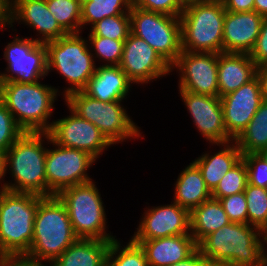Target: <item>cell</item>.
Wrapping results in <instances>:
<instances>
[{
  "instance_id": "1",
  "label": "cell",
  "mask_w": 267,
  "mask_h": 266,
  "mask_svg": "<svg viewBox=\"0 0 267 266\" xmlns=\"http://www.w3.org/2000/svg\"><path fill=\"white\" fill-rule=\"evenodd\" d=\"M261 233L252 225L230 222L204 237L197 250L210 266H264Z\"/></svg>"
},
{
  "instance_id": "2",
  "label": "cell",
  "mask_w": 267,
  "mask_h": 266,
  "mask_svg": "<svg viewBox=\"0 0 267 266\" xmlns=\"http://www.w3.org/2000/svg\"><path fill=\"white\" fill-rule=\"evenodd\" d=\"M44 139H49L48 132H24L5 152V174L9 172L14 183L6 181L2 189L47 197Z\"/></svg>"
},
{
  "instance_id": "3",
  "label": "cell",
  "mask_w": 267,
  "mask_h": 266,
  "mask_svg": "<svg viewBox=\"0 0 267 266\" xmlns=\"http://www.w3.org/2000/svg\"><path fill=\"white\" fill-rule=\"evenodd\" d=\"M58 88L35 83L0 82V100L24 132H49Z\"/></svg>"
},
{
  "instance_id": "4",
  "label": "cell",
  "mask_w": 267,
  "mask_h": 266,
  "mask_svg": "<svg viewBox=\"0 0 267 266\" xmlns=\"http://www.w3.org/2000/svg\"><path fill=\"white\" fill-rule=\"evenodd\" d=\"M77 239L64 203L57 195L43 197L35 214L33 240L25 255L52 263Z\"/></svg>"
},
{
  "instance_id": "5",
  "label": "cell",
  "mask_w": 267,
  "mask_h": 266,
  "mask_svg": "<svg viewBox=\"0 0 267 266\" xmlns=\"http://www.w3.org/2000/svg\"><path fill=\"white\" fill-rule=\"evenodd\" d=\"M42 198L0 189V256L25 255L29 251Z\"/></svg>"
},
{
  "instance_id": "6",
  "label": "cell",
  "mask_w": 267,
  "mask_h": 266,
  "mask_svg": "<svg viewBox=\"0 0 267 266\" xmlns=\"http://www.w3.org/2000/svg\"><path fill=\"white\" fill-rule=\"evenodd\" d=\"M223 3L187 0L180 15L182 51L223 52Z\"/></svg>"
},
{
  "instance_id": "7",
  "label": "cell",
  "mask_w": 267,
  "mask_h": 266,
  "mask_svg": "<svg viewBox=\"0 0 267 266\" xmlns=\"http://www.w3.org/2000/svg\"><path fill=\"white\" fill-rule=\"evenodd\" d=\"M63 99L69 110L94 124L112 145L140 136L143 138L122 101L101 102L83 91L72 92Z\"/></svg>"
},
{
  "instance_id": "8",
  "label": "cell",
  "mask_w": 267,
  "mask_h": 266,
  "mask_svg": "<svg viewBox=\"0 0 267 266\" xmlns=\"http://www.w3.org/2000/svg\"><path fill=\"white\" fill-rule=\"evenodd\" d=\"M80 34H67L45 43L48 75L57 70L70 85L61 92L64 98L72 92L82 91L96 70L88 40Z\"/></svg>"
},
{
  "instance_id": "9",
  "label": "cell",
  "mask_w": 267,
  "mask_h": 266,
  "mask_svg": "<svg viewBox=\"0 0 267 266\" xmlns=\"http://www.w3.org/2000/svg\"><path fill=\"white\" fill-rule=\"evenodd\" d=\"M96 182L89 181L61 190L57 196L64 203L78 239L114 240L107 233L104 203Z\"/></svg>"
},
{
  "instance_id": "10",
  "label": "cell",
  "mask_w": 267,
  "mask_h": 266,
  "mask_svg": "<svg viewBox=\"0 0 267 266\" xmlns=\"http://www.w3.org/2000/svg\"><path fill=\"white\" fill-rule=\"evenodd\" d=\"M131 33L146 41L172 66L182 53L180 17L143 10L135 5L130 12Z\"/></svg>"
},
{
  "instance_id": "11",
  "label": "cell",
  "mask_w": 267,
  "mask_h": 266,
  "mask_svg": "<svg viewBox=\"0 0 267 266\" xmlns=\"http://www.w3.org/2000/svg\"><path fill=\"white\" fill-rule=\"evenodd\" d=\"M49 142L54 148H47L45 162L47 196L57 195L67 187L92 180L87 171L96 162L93 156L83 150L59 146L51 139L50 134L46 143Z\"/></svg>"
},
{
  "instance_id": "12",
  "label": "cell",
  "mask_w": 267,
  "mask_h": 266,
  "mask_svg": "<svg viewBox=\"0 0 267 266\" xmlns=\"http://www.w3.org/2000/svg\"><path fill=\"white\" fill-rule=\"evenodd\" d=\"M7 62L5 72H0V82L35 83L48 76L47 49L33 37L14 40L4 47Z\"/></svg>"
},
{
  "instance_id": "13",
  "label": "cell",
  "mask_w": 267,
  "mask_h": 266,
  "mask_svg": "<svg viewBox=\"0 0 267 266\" xmlns=\"http://www.w3.org/2000/svg\"><path fill=\"white\" fill-rule=\"evenodd\" d=\"M171 69L179 71V90L218 97V53L182 51Z\"/></svg>"
},
{
  "instance_id": "14",
  "label": "cell",
  "mask_w": 267,
  "mask_h": 266,
  "mask_svg": "<svg viewBox=\"0 0 267 266\" xmlns=\"http://www.w3.org/2000/svg\"><path fill=\"white\" fill-rule=\"evenodd\" d=\"M118 66L132 83L142 85L172 72L171 66L158 52L131 32L124 41L122 58Z\"/></svg>"
},
{
  "instance_id": "15",
  "label": "cell",
  "mask_w": 267,
  "mask_h": 266,
  "mask_svg": "<svg viewBox=\"0 0 267 266\" xmlns=\"http://www.w3.org/2000/svg\"><path fill=\"white\" fill-rule=\"evenodd\" d=\"M70 115L53 121L48 132L59 146L83 150L96 160L112 144L91 122L78 117L70 110Z\"/></svg>"
},
{
  "instance_id": "16",
  "label": "cell",
  "mask_w": 267,
  "mask_h": 266,
  "mask_svg": "<svg viewBox=\"0 0 267 266\" xmlns=\"http://www.w3.org/2000/svg\"><path fill=\"white\" fill-rule=\"evenodd\" d=\"M140 219L133 241L190 234V212L176 202L148 207Z\"/></svg>"
},
{
  "instance_id": "17",
  "label": "cell",
  "mask_w": 267,
  "mask_h": 266,
  "mask_svg": "<svg viewBox=\"0 0 267 266\" xmlns=\"http://www.w3.org/2000/svg\"><path fill=\"white\" fill-rule=\"evenodd\" d=\"M178 91L194 125L206 141L213 146L233 140L225 129L220 97Z\"/></svg>"
},
{
  "instance_id": "18",
  "label": "cell",
  "mask_w": 267,
  "mask_h": 266,
  "mask_svg": "<svg viewBox=\"0 0 267 266\" xmlns=\"http://www.w3.org/2000/svg\"><path fill=\"white\" fill-rule=\"evenodd\" d=\"M263 101L257 76L240 88L221 97L226 132L236 140L247 128Z\"/></svg>"
},
{
  "instance_id": "19",
  "label": "cell",
  "mask_w": 267,
  "mask_h": 266,
  "mask_svg": "<svg viewBox=\"0 0 267 266\" xmlns=\"http://www.w3.org/2000/svg\"><path fill=\"white\" fill-rule=\"evenodd\" d=\"M14 22L26 24L36 30V35L40 37L35 40L40 43L67 35L49 11L46 0H11L9 27L12 29Z\"/></svg>"
},
{
  "instance_id": "20",
  "label": "cell",
  "mask_w": 267,
  "mask_h": 266,
  "mask_svg": "<svg viewBox=\"0 0 267 266\" xmlns=\"http://www.w3.org/2000/svg\"><path fill=\"white\" fill-rule=\"evenodd\" d=\"M263 17L256 11H226L223 26V52L248 53L260 34Z\"/></svg>"
},
{
  "instance_id": "21",
  "label": "cell",
  "mask_w": 267,
  "mask_h": 266,
  "mask_svg": "<svg viewBox=\"0 0 267 266\" xmlns=\"http://www.w3.org/2000/svg\"><path fill=\"white\" fill-rule=\"evenodd\" d=\"M134 242L143 248L149 266H169L182 262L197 250L191 234Z\"/></svg>"
},
{
  "instance_id": "22",
  "label": "cell",
  "mask_w": 267,
  "mask_h": 266,
  "mask_svg": "<svg viewBox=\"0 0 267 266\" xmlns=\"http://www.w3.org/2000/svg\"><path fill=\"white\" fill-rule=\"evenodd\" d=\"M257 66L248 53L218 54V97L234 92L256 76Z\"/></svg>"
},
{
  "instance_id": "23",
  "label": "cell",
  "mask_w": 267,
  "mask_h": 266,
  "mask_svg": "<svg viewBox=\"0 0 267 266\" xmlns=\"http://www.w3.org/2000/svg\"><path fill=\"white\" fill-rule=\"evenodd\" d=\"M133 83L119 66H96L94 75L82 90L101 102L123 101Z\"/></svg>"
},
{
  "instance_id": "24",
  "label": "cell",
  "mask_w": 267,
  "mask_h": 266,
  "mask_svg": "<svg viewBox=\"0 0 267 266\" xmlns=\"http://www.w3.org/2000/svg\"><path fill=\"white\" fill-rule=\"evenodd\" d=\"M221 148L218 152L210 154L206 152L194 159V163L200 169L207 188L212 193L222 177L242 160V153L235 140L214 144Z\"/></svg>"
},
{
  "instance_id": "25",
  "label": "cell",
  "mask_w": 267,
  "mask_h": 266,
  "mask_svg": "<svg viewBox=\"0 0 267 266\" xmlns=\"http://www.w3.org/2000/svg\"><path fill=\"white\" fill-rule=\"evenodd\" d=\"M174 185L172 202H176L189 212L212 198V193L207 188L200 169L193 161L179 173Z\"/></svg>"
},
{
  "instance_id": "26",
  "label": "cell",
  "mask_w": 267,
  "mask_h": 266,
  "mask_svg": "<svg viewBox=\"0 0 267 266\" xmlns=\"http://www.w3.org/2000/svg\"><path fill=\"white\" fill-rule=\"evenodd\" d=\"M112 240L77 239L52 266H105Z\"/></svg>"
},
{
  "instance_id": "27",
  "label": "cell",
  "mask_w": 267,
  "mask_h": 266,
  "mask_svg": "<svg viewBox=\"0 0 267 266\" xmlns=\"http://www.w3.org/2000/svg\"><path fill=\"white\" fill-rule=\"evenodd\" d=\"M230 222L219 200L210 198L190 212V234L198 244L204 237Z\"/></svg>"
},
{
  "instance_id": "28",
  "label": "cell",
  "mask_w": 267,
  "mask_h": 266,
  "mask_svg": "<svg viewBox=\"0 0 267 266\" xmlns=\"http://www.w3.org/2000/svg\"><path fill=\"white\" fill-rule=\"evenodd\" d=\"M242 155L267 148V101L263 100L247 128L235 140Z\"/></svg>"
},
{
  "instance_id": "29",
  "label": "cell",
  "mask_w": 267,
  "mask_h": 266,
  "mask_svg": "<svg viewBox=\"0 0 267 266\" xmlns=\"http://www.w3.org/2000/svg\"><path fill=\"white\" fill-rule=\"evenodd\" d=\"M132 0H87L81 4L82 31L85 25L95 24L103 18L130 12ZM84 26V28H83Z\"/></svg>"
},
{
  "instance_id": "30",
  "label": "cell",
  "mask_w": 267,
  "mask_h": 266,
  "mask_svg": "<svg viewBox=\"0 0 267 266\" xmlns=\"http://www.w3.org/2000/svg\"><path fill=\"white\" fill-rule=\"evenodd\" d=\"M47 7L67 34L82 33L81 4L76 0H46Z\"/></svg>"
},
{
  "instance_id": "31",
  "label": "cell",
  "mask_w": 267,
  "mask_h": 266,
  "mask_svg": "<svg viewBox=\"0 0 267 266\" xmlns=\"http://www.w3.org/2000/svg\"><path fill=\"white\" fill-rule=\"evenodd\" d=\"M105 266H149L140 244L132 239L122 247L119 240L110 243Z\"/></svg>"
},
{
  "instance_id": "32",
  "label": "cell",
  "mask_w": 267,
  "mask_h": 266,
  "mask_svg": "<svg viewBox=\"0 0 267 266\" xmlns=\"http://www.w3.org/2000/svg\"><path fill=\"white\" fill-rule=\"evenodd\" d=\"M244 193L247 200L248 224L262 231L267 227V189L247 183Z\"/></svg>"
},
{
  "instance_id": "33",
  "label": "cell",
  "mask_w": 267,
  "mask_h": 266,
  "mask_svg": "<svg viewBox=\"0 0 267 266\" xmlns=\"http://www.w3.org/2000/svg\"><path fill=\"white\" fill-rule=\"evenodd\" d=\"M88 44L94 61L98 58L103 66H118L120 64L125 40H114L102 36L88 35ZM91 45V46H90ZM92 48V50H91Z\"/></svg>"
},
{
  "instance_id": "34",
  "label": "cell",
  "mask_w": 267,
  "mask_h": 266,
  "mask_svg": "<svg viewBox=\"0 0 267 266\" xmlns=\"http://www.w3.org/2000/svg\"><path fill=\"white\" fill-rule=\"evenodd\" d=\"M88 35L102 36L114 40H126L131 32L130 15H114L103 18L90 26Z\"/></svg>"
},
{
  "instance_id": "35",
  "label": "cell",
  "mask_w": 267,
  "mask_h": 266,
  "mask_svg": "<svg viewBox=\"0 0 267 266\" xmlns=\"http://www.w3.org/2000/svg\"><path fill=\"white\" fill-rule=\"evenodd\" d=\"M247 183V168L244 160L242 159L222 177L219 184L212 192V198L221 199L233 194L244 192Z\"/></svg>"
},
{
  "instance_id": "36",
  "label": "cell",
  "mask_w": 267,
  "mask_h": 266,
  "mask_svg": "<svg viewBox=\"0 0 267 266\" xmlns=\"http://www.w3.org/2000/svg\"><path fill=\"white\" fill-rule=\"evenodd\" d=\"M23 133L24 130L0 100V151L6 152Z\"/></svg>"
},
{
  "instance_id": "37",
  "label": "cell",
  "mask_w": 267,
  "mask_h": 266,
  "mask_svg": "<svg viewBox=\"0 0 267 266\" xmlns=\"http://www.w3.org/2000/svg\"><path fill=\"white\" fill-rule=\"evenodd\" d=\"M247 168L248 184L267 189V161L259 153L242 156Z\"/></svg>"
},
{
  "instance_id": "38",
  "label": "cell",
  "mask_w": 267,
  "mask_h": 266,
  "mask_svg": "<svg viewBox=\"0 0 267 266\" xmlns=\"http://www.w3.org/2000/svg\"><path fill=\"white\" fill-rule=\"evenodd\" d=\"M217 200L221 203L231 222L248 224L247 200L244 192Z\"/></svg>"
},
{
  "instance_id": "39",
  "label": "cell",
  "mask_w": 267,
  "mask_h": 266,
  "mask_svg": "<svg viewBox=\"0 0 267 266\" xmlns=\"http://www.w3.org/2000/svg\"><path fill=\"white\" fill-rule=\"evenodd\" d=\"M187 0H132V5L143 10L180 17Z\"/></svg>"
},
{
  "instance_id": "40",
  "label": "cell",
  "mask_w": 267,
  "mask_h": 266,
  "mask_svg": "<svg viewBox=\"0 0 267 266\" xmlns=\"http://www.w3.org/2000/svg\"><path fill=\"white\" fill-rule=\"evenodd\" d=\"M250 56L257 68L267 65V17H263L260 34Z\"/></svg>"
},
{
  "instance_id": "41",
  "label": "cell",
  "mask_w": 267,
  "mask_h": 266,
  "mask_svg": "<svg viewBox=\"0 0 267 266\" xmlns=\"http://www.w3.org/2000/svg\"><path fill=\"white\" fill-rule=\"evenodd\" d=\"M48 265L52 266L51 263L47 261L31 259L26 255H6L0 257V266H48Z\"/></svg>"
},
{
  "instance_id": "42",
  "label": "cell",
  "mask_w": 267,
  "mask_h": 266,
  "mask_svg": "<svg viewBox=\"0 0 267 266\" xmlns=\"http://www.w3.org/2000/svg\"><path fill=\"white\" fill-rule=\"evenodd\" d=\"M224 8L232 12H251L254 11V0H226Z\"/></svg>"
},
{
  "instance_id": "43",
  "label": "cell",
  "mask_w": 267,
  "mask_h": 266,
  "mask_svg": "<svg viewBox=\"0 0 267 266\" xmlns=\"http://www.w3.org/2000/svg\"><path fill=\"white\" fill-rule=\"evenodd\" d=\"M169 266H210L207 259L196 250L190 257L182 262H177Z\"/></svg>"
},
{
  "instance_id": "44",
  "label": "cell",
  "mask_w": 267,
  "mask_h": 266,
  "mask_svg": "<svg viewBox=\"0 0 267 266\" xmlns=\"http://www.w3.org/2000/svg\"><path fill=\"white\" fill-rule=\"evenodd\" d=\"M11 0H0V28L3 30L10 25ZM3 28V29H2Z\"/></svg>"
},
{
  "instance_id": "45",
  "label": "cell",
  "mask_w": 267,
  "mask_h": 266,
  "mask_svg": "<svg viewBox=\"0 0 267 266\" xmlns=\"http://www.w3.org/2000/svg\"><path fill=\"white\" fill-rule=\"evenodd\" d=\"M256 76L258 77L260 82L263 100L267 101V65L258 67L256 69Z\"/></svg>"
},
{
  "instance_id": "46",
  "label": "cell",
  "mask_w": 267,
  "mask_h": 266,
  "mask_svg": "<svg viewBox=\"0 0 267 266\" xmlns=\"http://www.w3.org/2000/svg\"><path fill=\"white\" fill-rule=\"evenodd\" d=\"M254 11L262 17H267V0H254Z\"/></svg>"
},
{
  "instance_id": "47",
  "label": "cell",
  "mask_w": 267,
  "mask_h": 266,
  "mask_svg": "<svg viewBox=\"0 0 267 266\" xmlns=\"http://www.w3.org/2000/svg\"><path fill=\"white\" fill-rule=\"evenodd\" d=\"M261 237H262V261H263L264 266H265V265H267V248H266V246H267V227L262 230Z\"/></svg>"
},
{
  "instance_id": "48",
  "label": "cell",
  "mask_w": 267,
  "mask_h": 266,
  "mask_svg": "<svg viewBox=\"0 0 267 266\" xmlns=\"http://www.w3.org/2000/svg\"><path fill=\"white\" fill-rule=\"evenodd\" d=\"M6 174H5V152L0 151V189L3 188V182H4V178H5ZM3 180V182H2Z\"/></svg>"
},
{
  "instance_id": "49",
  "label": "cell",
  "mask_w": 267,
  "mask_h": 266,
  "mask_svg": "<svg viewBox=\"0 0 267 266\" xmlns=\"http://www.w3.org/2000/svg\"><path fill=\"white\" fill-rule=\"evenodd\" d=\"M259 154L267 161V148L261 150Z\"/></svg>"
},
{
  "instance_id": "50",
  "label": "cell",
  "mask_w": 267,
  "mask_h": 266,
  "mask_svg": "<svg viewBox=\"0 0 267 266\" xmlns=\"http://www.w3.org/2000/svg\"><path fill=\"white\" fill-rule=\"evenodd\" d=\"M205 1H208V2H216V3H225L226 0H205Z\"/></svg>"
},
{
  "instance_id": "51",
  "label": "cell",
  "mask_w": 267,
  "mask_h": 266,
  "mask_svg": "<svg viewBox=\"0 0 267 266\" xmlns=\"http://www.w3.org/2000/svg\"><path fill=\"white\" fill-rule=\"evenodd\" d=\"M78 1L80 4H82L84 1H87V0H76Z\"/></svg>"
}]
</instances>
